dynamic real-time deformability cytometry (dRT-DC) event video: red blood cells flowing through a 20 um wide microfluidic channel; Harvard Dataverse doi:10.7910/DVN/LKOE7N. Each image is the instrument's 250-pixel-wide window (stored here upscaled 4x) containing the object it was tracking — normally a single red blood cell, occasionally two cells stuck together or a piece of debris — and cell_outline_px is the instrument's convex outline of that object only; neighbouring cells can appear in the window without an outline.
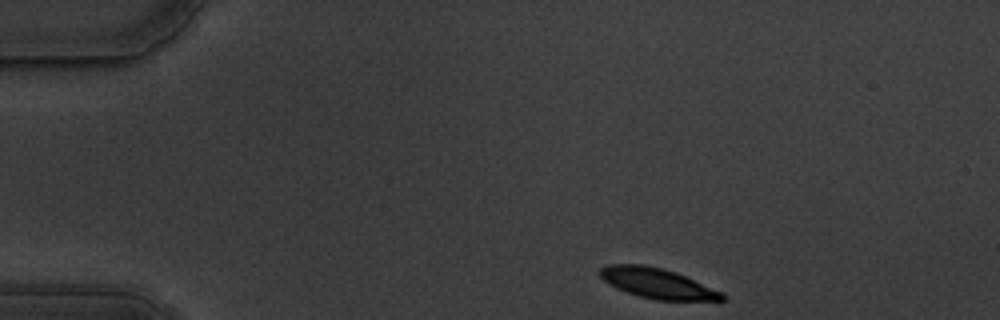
{"species": "common noctule bat (a hibernating species)", "species_latin": "Nyctalus noctula", "temperature_condition": "warm", "stored_images_in_passage": 49, "camera_frame_rate_fps": 3000, "um_per_image_px": 0.085, "animal": {"sex": "male", "body_mass_g": 19.5, "forearm_length_mm": 54.6}, "frame": {"image": 1, "passage_image": 1, "time_ms": 0.0, "image_size_px": [1000, 320], "cell_outline_px": [[724, 300], [656, 300], [640, 296], [616, 288], [608, 284], [600, 276], [600, 268], [608, 264], [644, 264], [664, 268], [676, 272], [724, 292]], "centroid_in_image_um": [55.88, 24.07], "position_along_channel_um": 29.1, "area_um2": 21.5}}
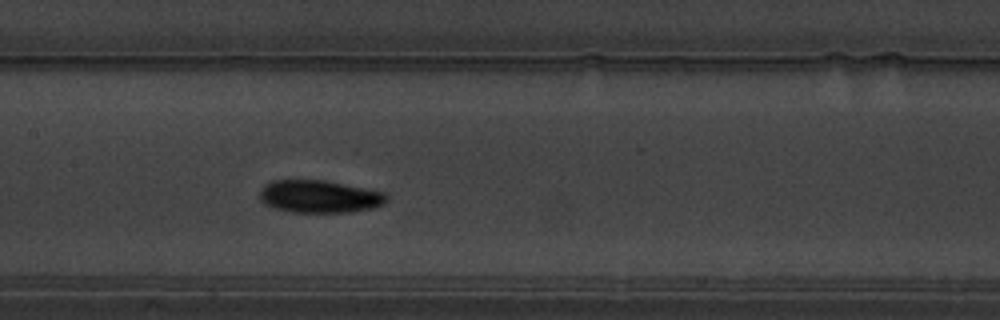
{"frame": {"image": 2, "passage_image": 20, "time_ms": 6.333, "image_size_px": [1000, 320], "cell_outline_px": [[388, 200], [384, 204], [372, 208], [348, 212], [292, 212], [272, 208], [264, 204], [260, 200], [260, 192], [264, 184], [272, 180], [324, 180], [384, 192], [388, 196]], "centroid_in_image_um": [27.13, 16.7], "position_along_channel_um": 180.3, "area_um2": 24.16}}
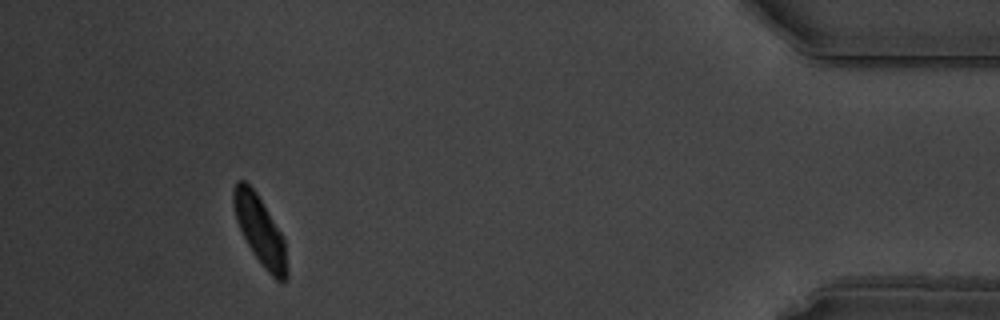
{"frame": {"image": 3, "passage_image": 45, "time_ms": 14.667, "image_size_px": [1000, 320], "cell_outline_px": [[288, 276], [284, 280], [276, 280], [264, 268], [252, 252], [236, 220], [232, 200], [232, 192], [236, 184], [240, 180], [244, 180], [256, 192], [280, 232], [284, 240], [288, 268]], "centroid_in_image_um": [22.1, 19.61], "position_along_channel_um": 413.1, "area_um2": 20.92}, "authors_computed_cell_mechanics": {"area_um2": 23.409, "velocity_mm_per_s": 3.469, "shape_relaxation_time_tau1_ms": 2.824, "shape_relaxation_time_tau2_ms": 3.612, "deformation_change_tau1": 0.1456, "deformation_change_tau2": 0.0803}}